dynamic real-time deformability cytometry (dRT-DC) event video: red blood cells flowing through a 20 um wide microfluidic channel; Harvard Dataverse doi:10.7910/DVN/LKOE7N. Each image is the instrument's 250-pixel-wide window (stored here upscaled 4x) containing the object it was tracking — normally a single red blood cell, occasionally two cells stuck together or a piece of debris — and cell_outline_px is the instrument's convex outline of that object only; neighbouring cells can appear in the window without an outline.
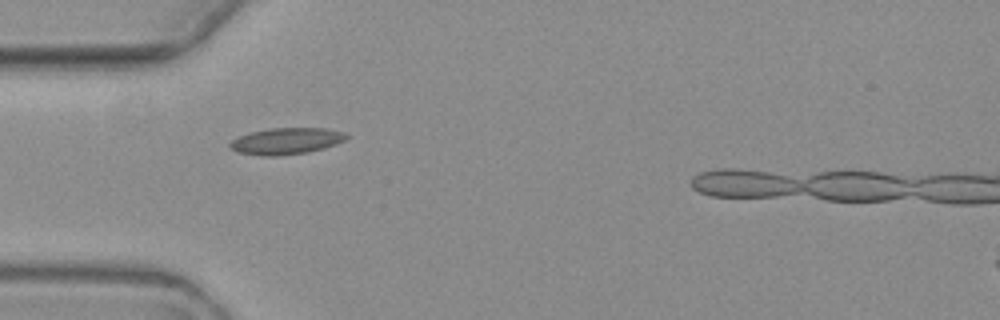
{"species": "common noctule bat (a hibernating species)", "species_latin": "Nyctalus noctula", "temperature_condition": "warm", "stored_images_in_passage": 2, "camera_frame_rate_fps": 3000, "um_per_image_px": 0.085, "animal": {"sex": "female", "body_mass_g": 19.3, "forearm_length_mm": 54.1}, "frame": {"image": 1, "passage_image": 1, "time_ms": 0.0, "image_size_px": [1000, 320], "cell_outline_px": [[348, 136], [344, 140], [336, 144], [324, 148], [308, 152], [276, 156], [264, 156], [236, 152], [228, 144], [232, 140], [240, 136], [252, 132], [268, 128], [324, 128], [344, 132]], "centroid_in_image_um": [24.33, 11.99], "position_along_channel_um": 60.7, "area_um2": 17.86}}
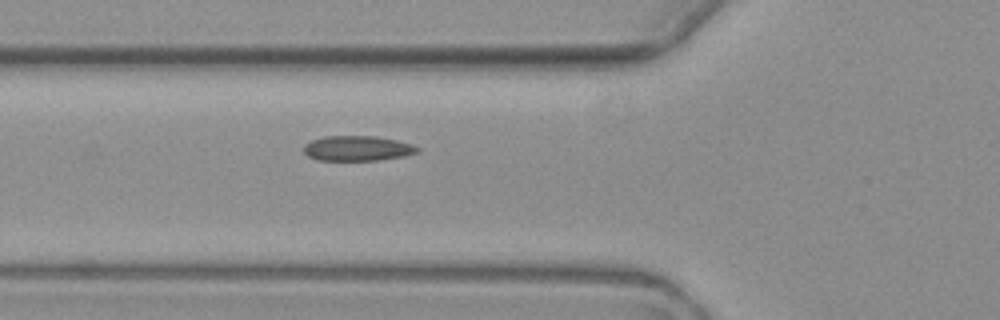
{"frame": {"image": 2, "passage_image": 2, "time_ms": 1.0, "image_size_px": [1000, 320], "cell_outline_px": [[420, 152], [404, 156], [380, 160], [316, 160], [308, 156], [304, 152], [304, 144], [312, 140], [324, 136], [376, 136], [396, 140], [412, 144], [420, 148]], "centroid_in_image_um": [30.4, 12.61], "position_along_channel_um": 95.4, "area_um2": 16.7}}